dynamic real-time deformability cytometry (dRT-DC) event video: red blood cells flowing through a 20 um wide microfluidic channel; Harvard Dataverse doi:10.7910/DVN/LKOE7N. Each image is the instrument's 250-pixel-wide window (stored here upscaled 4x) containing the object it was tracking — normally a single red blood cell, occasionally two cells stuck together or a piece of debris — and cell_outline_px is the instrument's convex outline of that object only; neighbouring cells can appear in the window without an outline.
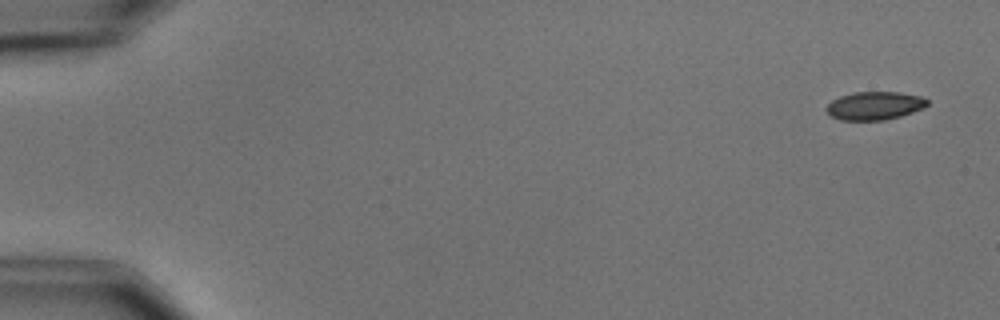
{"species": "common noctule bat (a hibernating species)", "species_latin": "Nyctalus noctula", "temperature_condition": "cold", "stored_images_in_passage": 5, "camera_frame_rate_fps": 3000, "um_per_image_px": 0.085, "animal": {"sex": "male", "body_mass_g": 15.6}, "frame": {"image": 1, "passage_image": 1, "time_ms": 0.0, "image_size_px": [1000, 320], "cell_outline_px": [[928, 104], [924, 108], [900, 116], [884, 120], [840, 120], [832, 116], [824, 108], [832, 100], [840, 96], [852, 92], [900, 92], [920, 96], [928, 100]], "centroid_in_image_um": [74.33, 8.98], "position_along_channel_um": 10.7, "area_um2": 16.59}}